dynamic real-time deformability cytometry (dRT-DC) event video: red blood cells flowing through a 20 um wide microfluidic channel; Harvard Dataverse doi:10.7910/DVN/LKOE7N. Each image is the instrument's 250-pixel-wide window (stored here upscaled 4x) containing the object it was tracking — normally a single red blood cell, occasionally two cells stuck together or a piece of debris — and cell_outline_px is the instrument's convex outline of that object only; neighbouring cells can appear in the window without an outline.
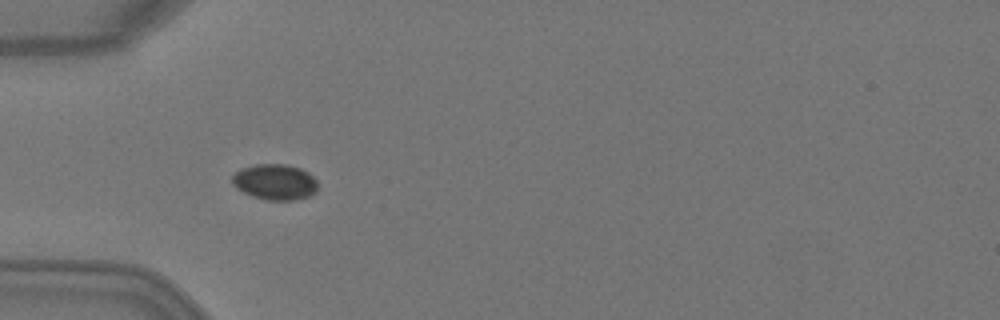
{"species": "Egyptian fruit bat (a non-hibernating species)", "species_latin": "Rousettus aegyptiacus", "temperature_condition": "warm", "stored_images_in_passage": 2, "camera_frame_rate_fps": 3000, "um_per_image_px": 0.085, "animal": {"sex": "female"}, "frame": {"image": 1, "passage_image": 1, "time_ms": 0.0, "image_size_px": [1000, 320], "cell_outline_px": [[316, 192], [308, 196], [296, 200], [268, 200], [252, 196], [236, 188], [232, 184], [232, 176], [240, 168], [256, 164], [284, 164], [300, 168], [308, 172], [316, 180]], "centroid_in_image_um": [23.35, 15.46], "position_along_channel_um": 61.6, "area_um2": 17.8}}
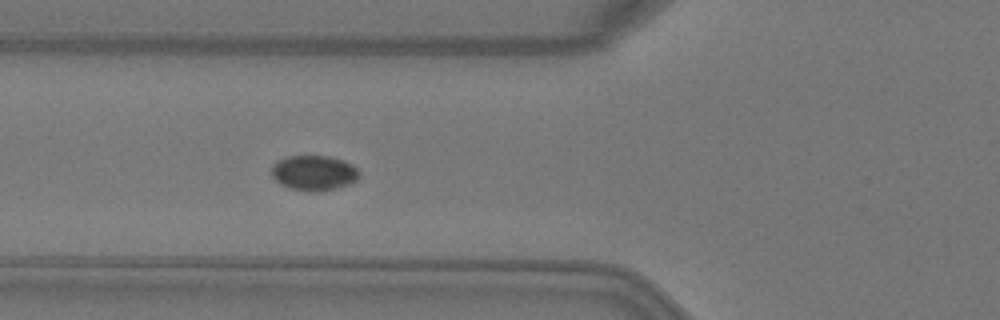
{"frame": {"image": 2, "passage_image": 2, "time_ms": 0.333, "image_size_px": [1000, 320], "cell_outline_px": [[360, 176], [356, 180], [348, 184], [336, 188], [320, 192], [308, 192], [288, 188], [280, 184], [272, 176], [272, 164], [276, 160], [288, 156], [328, 156], [344, 160], [352, 164], [360, 172]], "centroid_in_image_um": [26.67, 14.7], "position_along_channel_um": 99.1, "area_um2": 18.21}}